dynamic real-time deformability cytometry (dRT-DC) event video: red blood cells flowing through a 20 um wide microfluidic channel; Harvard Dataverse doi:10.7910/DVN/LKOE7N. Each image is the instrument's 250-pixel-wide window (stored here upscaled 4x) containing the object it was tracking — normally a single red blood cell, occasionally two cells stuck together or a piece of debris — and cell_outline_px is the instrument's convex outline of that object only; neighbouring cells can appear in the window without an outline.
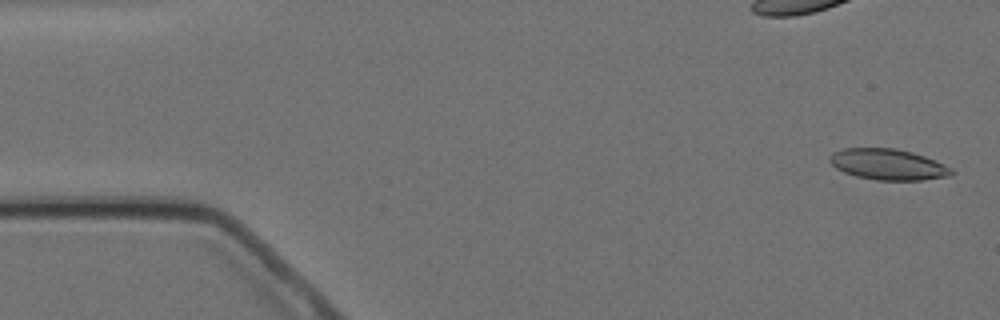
{"species": "Egyptian fruit bat (a non-hibernating species)", "species_latin": "Rousettus aegyptiacus", "temperature_condition": "cold", "stored_images_in_passage": 5, "camera_frame_rate_fps": 3000, "um_per_image_px": 0.085, "animal": {"sex": "female"}, "frame": {"image": 1, "passage_image": 1, "time_ms": 0.0, "image_size_px": [1000, 320], "cell_outline_px": [[956, 172], [952, 176], [920, 180], [876, 180], [856, 176], [844, 172], [836, 168], [828, 160], [828, 156], [832, 152], [840, 148], [896, 148], [912, 152], [924, 156], [944, 164], [952, 168]], "centroid_in_image_um": [75.48, 13.97], "position_along_channel_um": 9.5, "area_um2": 22.2}}